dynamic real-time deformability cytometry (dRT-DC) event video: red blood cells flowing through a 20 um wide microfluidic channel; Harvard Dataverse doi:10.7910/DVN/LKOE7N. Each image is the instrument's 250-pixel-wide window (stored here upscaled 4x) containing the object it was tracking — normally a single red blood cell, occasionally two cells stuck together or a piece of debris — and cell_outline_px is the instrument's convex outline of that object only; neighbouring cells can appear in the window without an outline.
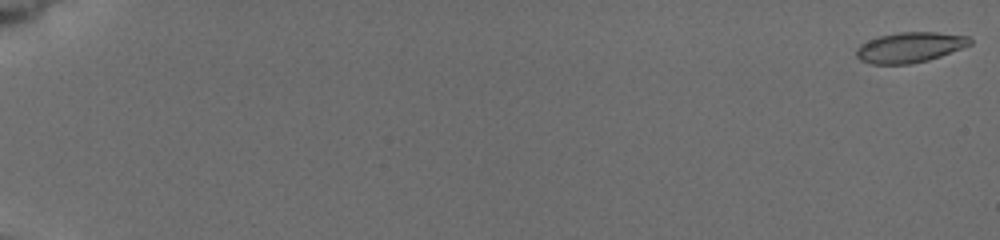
{"species": "common noctule bat (a hibernating species)", "species_latin": "Nyctalus noctula", "temperature_condition": "cold", "stored_images_in_passage": 7, "camera_frame_rate_fps": 3000, "um_per_image_px": 0.085, "animal": {"sex": "female", "body_mass_g": 19.5, "forearm_length_mm": 54.1}, "frame": {"image": 1, "passage_image": 1, "time_ms": 0.0, "image_size_px": [1000, 240], "cell_outline_px": [[972, 44], [940, 56], [928, 60], [908, 64], [872, 64], [860, 60], [856, 56], [856, 48], [860, 44], [868, 40], [880, 36], [900, 32], [936, 32], [968, 36], [972, 40]], "centroid_in_image_um": [77.32, 4.02], "position_along_channel_um": 7.7, "area_um2": 20.0}}
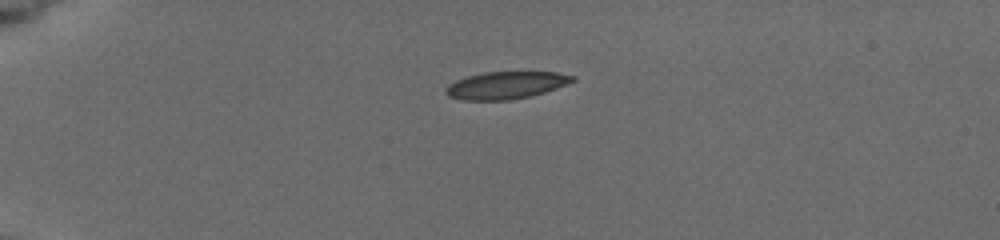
{"frame": {"image": 2, "passage_image": 6, "time_ms": 5.0, "image_size_px": [1000, 240], "cell_outline_px": [[576, 80], [556, 88], [544, 92], [528, 96], [508, 100], [464, 100], [448, 96], [444, 92], [444, 88], [448, 84], [456, 80], [468, 76], [484, 72], [556, 72], [576, 76]], "centroid_in_image_um": [42.98, 7.24], "position_along_channel_um": 42.0, "area_um2": 20.11}}